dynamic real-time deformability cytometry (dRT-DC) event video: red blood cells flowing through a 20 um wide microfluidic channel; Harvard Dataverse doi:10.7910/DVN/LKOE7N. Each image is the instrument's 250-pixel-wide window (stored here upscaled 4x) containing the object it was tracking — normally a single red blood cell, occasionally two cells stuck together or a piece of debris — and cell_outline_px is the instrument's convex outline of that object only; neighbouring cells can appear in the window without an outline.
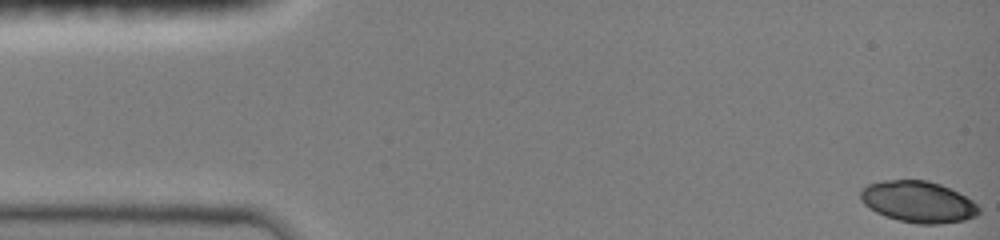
{"species": "common noctule bat (a hibernating species)", "species_latin": "Nyctalus noctula", "temperature_condition": "room temperature", "stored_images_in_passage": 45, "camera_frame_rate_fps": 3000, "um_per_image_px": 0.085, "animal": {"sex": "female", "body_mass_g": 19.0, "forearm_length_mm": 51.5}, "frame": {"image": 1, "passage_image": 1, "time_ms": 0.0, "image_size_px": [1000, 240], "cell_outline_px": [[980, 212], [976, 216], [964, 220], [936, 224], [916, 224], [884, 216], [876, 212], [864, 204], [860, 200], [860, 192], [868, 184], [884, 180], [928, 180], [940, 184], [972, 200], [980, 208]], "centroid_in_image_um": [78.03, 17.16], "position_along_channel_um": 7.0, "area_um2": 28.38}}
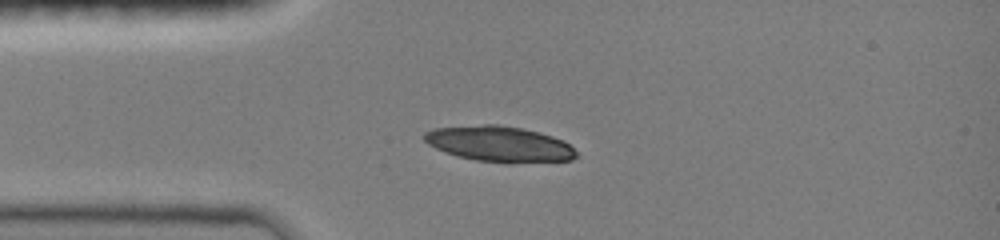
{"frame": {"image": 2, "passage_image": 12, "time_ms": 3.667, "image_size_px": [1000, 240], "cell_outline_px": [[580, 156], [572, 160], [512, 164], [508, 164], [476, 160], [456, 156], [444, 152], [428, 144], [424, 140], [424, 132], [432, 128], [484, 124], [496, 124], [520, 128], [552, 136], [564, 140]], "centroid_in_image_um": [42.45, 12.26], "position_along_channel_um": 42.6, "area_um2": 31.91}}